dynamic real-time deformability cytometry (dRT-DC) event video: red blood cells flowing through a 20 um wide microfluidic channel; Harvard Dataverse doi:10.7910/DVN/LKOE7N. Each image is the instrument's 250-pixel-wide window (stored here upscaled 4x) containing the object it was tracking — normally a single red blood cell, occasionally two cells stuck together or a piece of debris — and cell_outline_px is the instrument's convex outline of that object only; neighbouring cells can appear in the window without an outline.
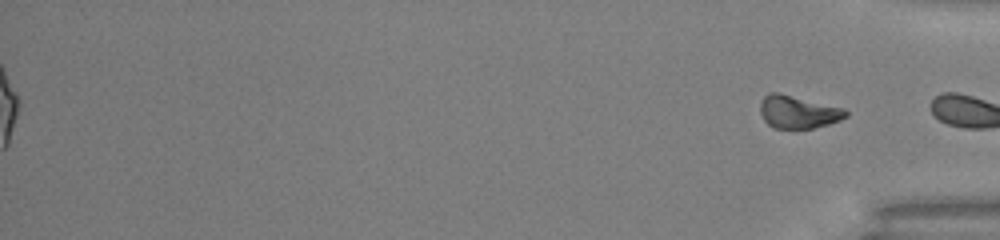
{"species": "common noctule bat (a hibernating species)", "species_latin": "Nyctalus noctula", "temperature_condition": "warm", "stored_images_in_passage": 51, "segment_of_instrument_passage": [2, 2], "camera_frame_rate_fps": 3000, "um_per_image_px": 0.085, "animal": {"sex": "male", "body_mass_g": 13.0, "forearm_length_mm": 53.1}, "frame": {"image": 1, "passage_image": 51, "time_ms": 16.667, "image_size_px": [1000, 240], "cell_outline_px": [[848, 116], [840, 120], [828, 124], [812, 128], [772, 128], [764, 120], [760, 112], [760, 100], [768, 92], [780, 92], [844, 108], [848, 112]], "centroid_in_image_um": [67.82, 9.5], "position_along_channel_um": 367.4, "area_um2": 16.53}}